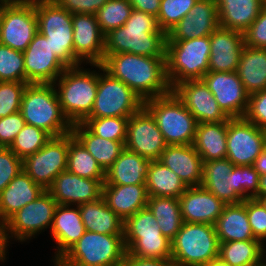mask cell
I'll use <instances>...</instances> for the list:
<instances>
[{
	"instance_id": "4316f807",
	"label": "cell",
	"mask_w": 266,
	"mask_h": 266,
	"mask_svg": "<svg viewBox=\"0 0 266 266\" xmlns=\"http://www.w3.org/2000/svg\"><path fill=\"white\" fill-rule=\"evenodd\" d=\"M159 161L177 174L187 187L201 186L203 161L193 144L167 145Z\"/></svg>"
},
{
	"instance_id": "9a60e30c",
	"label": "cell",
	"mask_w": 266,
	"mask_h": 266,
	"mask_svg": "<svg viewBox=\"0 0 266 266\" xmlns=\"http://www.w3.org/2000/svg\"><path fill=\"white\" fill-rule=\"evenodd\" d=\"M266 147V131L242 118H229L226 158L235 166L253 165Z\"/></svg>"
},
{
	"instance_id": "03108f58",
	"label": "cell",
	"mask_w": 266,
	"mask_h": 266,
	"mask_svg": "<svg viewBox=\"0 0 266 266\" xmlns=\"http://www.w3.org/2000/svg\"><path fill=\"white\" fill-rule=\"evenodd\" d=\"M258 200L261 202V204L264 206L266 209V196H260Z\"/></svg>"
},
{
	"instance_id": "6125c7cd",
	"label": "cell",
	"mask_w": 266,
	"mask_h": 266,
	"mask_svg": "<svg viewBox=\"0 0 266 266\" xmlns=\"http://www.w3.org/2000/svg\"><path fill=\"white\" fill-rule=\"evenodd\" d=\"M22 2L31 3V4H38V3H50V2H57L58 0H20Z\"/></svg>"
},
{
	"instance_id": "7a4b0ae2",
	"label": "cell",
	"mask_w": 266,
	"mask_h": 266,
	"mask_svg": "<svg viewBox=\"0 0 266 266\" xmlns=\"http://www.w3.org/2000/svg\"><path fill=\"white\" fill-rule=\"evenodd\" d=\"M166 39L156 17L133 9L123 26L105 34L104 54L166 57Z\"/></svg>"
},
{
	"instance_id": "4dcf8cb0",
	"label": "cell",
	"mask_w": 266,
	"mask_h": 266,
	"mask_svg": "<svg viewBox=\"0 0 266 266\" xmlns=\"http://www.w3.org/2000/svg\"><path fill=\"white\" fill-rule=\"evenodd\" d=\"M266 0H216L219 27L244 32L259 16Z\"/></svg>"
},
{
	"instance_id": "f546056e",
	"label": "cell",
	"mask_w": 266,
	"mask_h": 266,
	"mask_svg": "<svg viewBox=\"0 0 266 266\" xmlns=\"http://www.w3.org/2000/svg\"><path fill=\"white\" fill-rule=\"evenodd\" d=\"M151 161L125 148L113 165L105 171L104 184H146Z\"/></svg>"
},
{
	"instance_id": "60d3db41",
	"label": "cell",
	"mask_w": 266,
	"mask_h": 266,
	"mask_svg": "<svg viewBox=\"0 0 266 266\" xmlns=\"http://www.w3.org/2000/svg\"><path fill=\"white\" fill-rule=\"evenodd\" d=\"M133 7L129 0H108L96 13V20L101 32L109 31L125 24L132 13Z\"/></svg>"
},
{
	"instance_id": "7c38bea8",
	"label": "cell",
	"mask_w": 266,
	"mask_h": 266,
	"mask_svg": "<svg viewBox=\"0 0 266 266\" xmlns=\"http://www.w3.org/2000/svg\"><path fill=\"white\" fill-rule=\"evenodd\" d=\"M58 203L45 190L33 202L22 207L5 223L7 239L18 242H29L42 231L51 229L55 209Z\"/></svg>"
},
{
	"instance_id": "1f68e13d",
	"label": "cell",
	"mask_w": 266,
	"mask_h": 266,
	"mask_svg": "<svg viewBox=\"0 0 266 266\" xmlns=\"http://www.w3.org/2000/svg\"><path fill=\"white\" fill-rule=\"evenodd\" d=\"M79 210L86 231L124 235V221L108 207L102 196L98 200L79 205Z\"/></svg>"
},
{
	"instance_id": "8d00e7d4",
	"label": "cell",
	"mask_w": 266,
	"mask_h": 266,
	"mask_svg": "<svg viewBox=\"0 0 266 266\" xmlns=\"http://www.w3.org/2000/svg\"><path fill=\"white\" fill-rule=\"evenodd\" d=\"M148 196L179 198L187 185L159 160L151 161L146 178Z\"/></svg>"
},
{
	"instance_id": "d6a6232c",
	"label": "cell",
	"mask_w": 266,
	"mask_h": 266,
	"mask_svg": "<svg viewBox=\"0 0 266 266\" xmlns=\"http://www.w3.org/2000/svg\"><path fill=\"white\" fill-rule=\"evenodd\" d=\"M219 242L258 240L253 236L246 213V200L226 204L214 224Z\"/></svg>"
},
{
	"instance_id": "52a82bcc",
	"label": "cell",
	"mask_w": 266,
	"mask_h": 266,
	"mask_svg": "<svg viewBox=\"0 0 266 266\" xmlns=\"http://www.w3.org/2000/svg\"><path fill=\"white\" fill-rule=\"evenodd\" d=\"M124 245L133 256L171 260V240L162 235L157 219L148 207L124 221Z\"/></svg>"
},
{
	"instance_id": "6f0895ef",
	"label": "cell",
	"mask_w": 266,
	"mask_h": 266,
	"mask_svg": "<svg viewBox=\"0 0 266 266\" xmlns=\"http://www.w3.org/2000/svg\"><path fill=\"white\" fill-rule=\"evenodd\" d=\"M10 243L7 239L6 229H0V262L7 260L8 247Z\"/></svg>"
},
{
	"instance_id": "9f6ffc18",
	"label": "cell",
	"mask_w": 266,
	"mask_h": 266,
	"mask_svg": "<svg viewBox=\"0 0 266 266\" xmlns=\"http://www.w3.org/2000/svg\"><path fill=\"white\" fill-rule=\"evenodd\" d=\"M133 9L153 15L157 18L161 0H129Z\"/></svg>"
},
{
	"instance_id": "30bf717a",
	"label": "cell",
	"mask_w": 266,
	"mask_h": 266,
	"mask_svg": "<svg viewBox=\"0 0 266 266\" xmlns=\"http://www.w3.org/2000/svg\"><path fill=\"white\" fill-rule=\"evenodd\" d=\"M38 32L48 38L51 50L68 68L80 65L74 58L72 14L57 2L35 4Z\"/></svg>"
},
{
	"instance_id": "f5cc1de1",
	"label": "cell",
	"mask_w": 266,
	"mask_h": 266,
	"mask_svg": "<svg viewBox=\"0 0 266 266\" xmlns=\"http://www.w3.org/2000/svg\"><path fill=\"white\" fill-rule=\"evenodd\" d=\"M22 113L8 115L0 119V147L9 148L15 137L25 126Z\"/></svg>"
},
{
	"instance_id": "83f0119b",
	"label": "cell",
	"mask_w": 266,
	"mask_h": 266,
	"mask_svg": "<svg viewBox=\"0 0 266 266\" xmlns=\"http://www.w3.org/2000/svg\"><path fill=\"white\" fill-rule=\"evenodd\" d=\"M102 197L108 207L123 221L147 207L148 193L145 184H103Z\"/></svg>"
},
{
	"instance_id": "603a6c76",
	"label": "cell",
	"mask_w": 266,
	"mask_h": 266,
	"mask_svg": "<svg viewBox=\"0 0 266 266\" xmlns=\"http://www.w3.org/2000/svg\"><path fill=\"white\" fill-rule=\"evenodd\" d=\"M201 186L225 204H237L244 200L237 186L236 166L227 158L203 162Z\"/></svg>"
},
{
	"instance_id": "ab89813d",
	"label": "cell",
	"mask_w": 266,
	"mask_h": 266,
	"mask_svg": "<svg viewBox=\"0 0 266 266\" xmlns=\"http://www.w3.org/2000/svg\"><path fill=\"white\" fill-rule=\"evenodd\" d=\"M67 171L83 178L105 179V171L72 133H69Z\"/></svg>"
},
{
	"instance_id": "cb8c5ba5",
	"label": "cell",
	"mask_w": 266,
	"mask_h": 266,
	"mask_svg": "<svg viewBox=\"0 0 266 266\" xmlns=\"http://www.w3.org/2000/svg\"><path fill=\"white\" fill-rule=\"evenodd\" d=\"M245 46L243 32L218 27L210 35L208 71L235 72Z\"/></svg>"
},
{
	"instance_id": "836d02e7",
	"label": "cell",
	"mask_w": 266,
	"mask_h": 266,
	"mask_svg": "<svg viewBox=\"0 0 266 266\" xmlns=\"http://www.w3.org/2000/svg\"><path fill=\"white\" fill-rule=\"evenodd\" d=\"M228 120L218 123H199L193 146L202 161L226 158Z\"/></svg>"
},
{
	"instance_id": "bcb514c9",
	"label": "cell",
	"mask_w": 266,
	"mask_h": 266,
	"mask_svg": "<svg viewBox=\"0 0 266 266\" xmlns=\"http://www.w3.org/2000/svg\"><path fill=\"white\" fill-rule=\"evenodd\" d=\"M27 84L0 81V119L20 111L22 94Z\"/></svg>"
},
{
	"instance_id": "74e56055",
	"label": "cell",
	"mask_w": 266,
	"mask_h": 266,
	"mask_svg": "<svg viewBox=\"0 0 266 266\" xmlns=\"http://www.w3.org/2000/svg\"><path fill=\"white\" fill-rule=\"evenodd\" d=\"M147 207L157 219L162 235L172 241L184 223L179 198L149 196Z\"/></svg>"
},
{
	"instance_id": "6da1fadb",
	"label": "cell",
	"mask_w": 266,
	"mask_h": 266,
	"mask_svg": "<svg viewBox=\"0 0 266 266\" xmlns=\"http://www.w3.org/2000/svg\"><path fill=\"white\" fill-rule=\"evenodd\" d=\"M103 68L121 80L143 101L172 91L167 78L166 57L137 54H104Z\"/></svg>"
},
{
	"instance_id": "f35d334b",
	"label": "cell",
	"mask_w": 266,
	"mask_h": 266,
	"mask_svg": "<svg viewBox=\"0 0 266 266\" xmlns=\"http://www.w3.org/2000/svg\"><path fill=\"white\" fill-rule=\"evenodd\" d=\"M262 256L263 243L259 240L219 242L218 257L230 266H258Z\"/></svg>"
},
{
	"instance_id": "ba28073f",
	"label": "cell",
	"mask_w": 266,
	"mask_h": 266,
	"mask_svg": "<svg viewBox=\"0 0 266 266\" xmlns=\"http://www.w3.org/2000/svg\"><path fill=\"white\" fill-rule=\"evenodd\" d=\"M219 241L215 226L184 222L171 241L172 266H204L218 257Z\"/></svg>"
},
{
	"instance_id": "680465c9",
	"label": "cell",
	"mask_w": 266,
	"mask_h": 266,
	"mask_svg": "<svg viewBox=\"0 0 266 266\" xmlns=\"http://www.w3.org/2000/svg\"><path fill=\"white\" fill-rule=\"evenodd\" d=\"M253 167L258 172L259 176L266 174V147L255 159Z\"/></svg>"
},
{
	"instance_id": "b9f144b4",
	"label": "cell",
	"mask_w": 266,
	"mask_h": 266,
	"mask_svg": "<svg viewBox=\"0 0 266 266\" xmlns=\"http://www.w3.org/2000/svg\"><path fill=\"white\" fill-rule=\"evenodd\" d=\"M52 136L41 128L25 124L9 149L22 160L40 150Z\"/></svg>"
},
{
	"instance_id": "c3c4849f",
	"label": "cell",
	"mask_w": 266,
	"mask_h": 266,
	"mask_svg": "<svg viewBox=\"0 0 266 266\" xmlns=\"http://www.w3.org/2000/svg\"><path fill=\"white\" fill-rule=\"evenodd\" d=\"M237 186H240V197L258 199L260 176L253 165L236 166Z\"/></svg>"
},
{
	"instance_id": "11a10c76",
	"label": "cell",
	"mask_w": 266,
	"mask_h": 266,
	"mask_svg": "<svg viewBox=\"0 0 266 266\" xmlns=\"http://www.w3.org/2000/svg\"><path fill=\"white\" fill-rule=\"evenodd\" d=\"M121 266H172L171 260L140 258L130 255L127 251Z\"/></svg>"
},
{
	"instance_id": "681fc988",
	"label": "cell",
	"mask_w": 266,
	"mask_h": 266,
	"mask_svg": "<svg viewBox=\"0 0 266 266\" xmlns=\"http://www.w3.org/2000/svg\"><path fill=\"white\" fill-rule=\"evenodd\" d=\"M22 170V159L9 148L0 147V192Z\"/></svg>"
},
{
	"instance_id": "2e32d148",
	"label": "cell",
	"mask_w": 266,
	"mask_h": 266,
	"mask_svg": "<svg viewBox=\"0 0 266 266\" xmlns=\"http://www.w3.org/2000/svg\"><path fill=\"white\" fill-rule=\"evenodd\" d=\"M167 144L155 119L143 106L128 118L125 148L149 160H159Z\"/></svg>"
},
{
	"instance_id": "003e7915",
	"label": "cell",
	"mask_w": 266,
	"mask_h": 266,
	"mask_svg": "<svg viewBox=\"0 0 266 266\" xmlns=\"http://www.w3.org/2000/svg\"><path fill=\"white\" fill-rule=\"evenodd\" d=\"M54 266H61V262L59 260H51Z\"/></svg>"
},
{
	"instance_id": "94428289",
	"label": "cell",
	"mask_w": 266,
	"mask_h": 266,
	"mask_svg": "<svg viewBox=\"0 0 266 266\" xmlns=\"http://www.w3.org/2000/svg\"><path fill=\"white\" fill-rule=\"evenodd\" d=\"M204 266H230L227 264L225 261H222L219 257L209 261L207 264Z\"/></svg>"
},
{
	"instance_id": "3957f363",
	"label": "cell",
	"mask_w": 266,
	"mask_h": 266,
	"mask_svg": "<svg viewBox=\"0 0 266 266\" xmlns=\"http://www.w3.org/2000/svg\"><path fill=\"white\" fill-rule=\"evenodd\" d=\"M68 67L53 83L64 115L70 123H82L91 113L98 88L97 64ZM95 69H94V68ZM58 87V88H57Z\"/></svg>"
},
{
	"instance_id": "7bdbcfd3",
	"label": "cell",
	"mask_w": 266,
	"mask_h": 266,
	"mask_svg": "<svg viewBox=\"0 0 266 266\" xmlns=\"http://www.w3.org/2000/svg\"><path fill=\"white\" fill-rule=\"evenodd\" d=\"M82 123L98 137L112 141H126L128 118H86Z\"/></svg>"
},
{
	"instance_id": "8fae6325",
	"label": "cell",
	"mask_w": 266,
	"mask_h": 266,
	"mask_svg": "<svg viewBox=\"0 0 266 266\" xmlns=\"http://www.w3.org/2000/svg\"><path fill=\"white\" fill-rule=\"evenodd\" d=\"M98 88L93 109L87 118H129L144 106V101L121 80L97 64ZM101 71V72H100Z\"/></svg>"
},
{
	"instance_id": "be15d7a7",
	"label": "cell",
	"mask_w": 266,
	"mask_h": 266,
	"mask_svg": "<svg viewBox=\"0 0 266 266\" xmlns=\"http://www.w3.org/2000/svg\"><path fill=\"white\" fill-rule=\"evenodd\" d=\"M262 263L266 266V243H263Z\"/></svg>"
},
{
	"instance_id": "5b68a950",
	"label": "cell",
	"mask_w": 266,
	"mask_h": 266,
	"mask_svg": "<svg viewBox=\"0 0 266 266\" xmlns=\"http://www.w3.org/2000/svg\"><path fill=\"white\" fill-rule=\"evenodd\" d=\"M144 107L155 119L167 145L194 143L198 122L173 91L145 100Z\"/></svg>"
},
{
	"instance_id": "91938a15",
	"label": "cell",
	"mask_w": 266,
	"mask_h": 266,
	"mask_svg": "<svg viewBox=\"0 0 266 266\" xmlns=\"http://www.w3.org/2000/svg\"><path fill=\"white\" fill-rule=\"evenodd\" d=\"M260 196H266V174L260 176L259 188H258V198Z\"/></svg>"
},
{
	"instance_id": "d6986e66",
	"label": "cell",
	"mask_w": 266,
	"mask_h": 266,
	"mask_svg": "<svg viewBox=\"0 0 266 266\" xmlns=\"http://www.w3.org/2000/svg\"><path fill=\"white\" fill-rule=\"evenodd\" d=\"M172 91L191 112L198 124L225 122L229 119L202 79L182 81L176 84Z\"/></svg>"
},
{
	"instance_id": "e575fe53",
	"label": "cell",
	"mask_w": 266,
	"mask_h": 266,
	"mask_svg": "<svg viewBox=\"0 0 266 266\" xmlns=\"http://www.w3.org/2000/svg\"><path fill=\"white\" fill-rule=\"evenodd\" d=\"M81 145L94 157L106 171L125 149V142L103 139L93 134L83 123L73 124L72 132Z\"/></svg>"
},
{
	"instance_id": "816d5d0a",
	"label": "cell",
	"mask_w": 266,
	"mask_h": 266,
	"mask_svg": "<svg viewBox=\"0 0 266 266\" xmlns=\"http://www.w3.org/2000/svg\"><path fill=\"white\" fill-rule=\"evenodd\" d=\"M245 45L254 48H266V1L258 18L243 32Z\"/></svg>"
},
{
	"instance_id": "44dd1931",
	"label": "cell",
	"mask_w": 266,
	"mask_h": 266,
	"mask_svg": "<svg viewBox=\"0 0 266 266\" xmlns=\"http://www.w3.org/2000/svg\"><path fill=\"white\" fill-rule=\"evenodd\" d=\"M105 179H89L64 171L54 178L47 189L60 205L79 206L102 196Z\"/></svg>"
},
{
	"instance_id": "8992f818",
	"label": "cell",
	"mask_w": 266,
	"mask_h": 266,
	"mask_svg": "<svg viewBox=\"0 0 266 266\" xmlns=\"http://www.w3.org/2000/svg\"><path fill=\"white\" fill-rule=\"evenodd\" d=\"M210 35L189 40H166L167 78L171 88L208 72Z\"/></svg>"
},
{
	"instance_id": "ac0fdd59",
	"label": "cell",
	"mask_w": 266,
	"mask_h": 266,
	"mask_svg": "<svg viewBox=\"0 0 266 266\" xmlns=\"http://www.w3.org/2000/svg\"><path fill=\"white\" fill-rule=\"evenodd\" d=\"M25 83H54L67 68L53 53L48 38L39 32L23 52Z\"/></svg>"
},
{
	"instance_id": "5bb4252c",
	"label": "cell",
	"mask_w": 266,
	"mask_h": 266,
	"mask_svg": "<svg viewBox=\"0 0 266 266\" xmlns=\"http://www.w3.org/2000/svg\"><path fill=\"white\" fill-rule=\"evenodd\" d=\"M38 33L35 5L10 0L0 18V43L24 52Z\"/></svg>"
},
{
	"instance_id": "484cf974",
	"label": "cell",
	"mask_w": 266,
	"mask_h": 266,
	"mask_svg": "<svg viewBox=\"0 0 266 266\" xmlns=\"http://www.w3.org/2000/svg\"><path fill=\"white\" fill-rule=\"evenodd\" d=\"M80 216L79 206L58 204L50 235L55 241V252L52 260H59L85 233Z\"/></svg>"
},
{
	"instance_id": "f1b7e54d",
	"label": "cell",
	"mask_w": 266,
	"mask_h": 266,
	"mask_svg": "<svg viewBox=\"0 0 266 266\" xmlns=\"http://www.w3.org/2000/svg\"><path fill=\"white\" fill-rule=\"evenodd\" d=\"M44 191L22 169L0 192V220L5 223L13 214L33 202Z\"/></svg>"
},
{
	"instance_id": "d590c367",
	"label": "cell",
	"mask_w": 266,
	"mask_h": 266,
	"mask_svg": "<svg viewBox=\"0 0 266 266\" xmlns=\"http://www.w3.org/2000/svg\"><path fill=\"white\" fill-rule=\"evenodd\" d=\"M236 72L249 95L266 89V48L245 45Z\"/></svg>"
},
{
	"instance_id": "9c48e42d",
	"label": "cell",
	"mask_w": 266,
	"mask_h": 266,
	"mask_svg": "<svg viewBox=\"0 0 266 266\" xmlns=\"http://www.w3.org/2000/svg\"><path fill=\"white\" fill-rule=\"evenodd\" d=\"M125 254L124 235L85 231L59 261L64 266H121Z\"/></svg>"
},
{
	"instance_id": "4fadbf2b",
	"label": "cell",
	"mask_w": 266,
	"mask_h": 266,
	"mask_svg": "<svg viewBox=\"0 0 266 266\" xmlns=\"http://www.w3.org/2000/svg\"><path fill=\"white\" fill-rule=\"evenodd\" d=\"M68 150L69 133L52 137L40 150L22 160V169L47 190L55 177L67 171Z\"/></svg>"
},
{
	"instance_id": "db71d44e",
	"label": "cell",
	"mask_w": 266,
	"mask_h": 266,
	"mask_svg": "<svg viewBox=\"0 0 266 266\" xmlns=\"http://www.w3.org/2000/svg\"><path fill=\"white\" fill-rule=\"evenodd\" d=\"M107 1L108 0H58L57 3L71 14L85 13L95 15Z\"/></svg>"
},
{
	"instance_id": "f6af8a7d",
	"label": "cell",
	"mask_w": 266,
	"mask_h": 266,
	"mask_svg": "<svg viewBox=\"0 0 266 266\" xmlns=\"http://www.w3.org/2000/svg\"><path fill=\"white\" fill-rule=\"evenodd\" d=\"M198 0H161L157 22L166 34L181 19L188 15L189 10Z\"/></svg>"
},
{
	"instance_id": "d4e9b609",
	"label": "cell",
	"mask_w": 266,
	"mask_h": 266,
	"mask_svg": "<svg viewBox=\"0 0 266 266\" xmlns=\"http://www.w3.org/2000/svg\"><path fill=\"white\" fill-rule=\"evenodd\" d=\"M183 222L214 225L226 204L202 186L187 187L179 197Z\"/></svg>"
},
{
	"instance_id": "ee69618b",
	"label": "cell",
	"mask_w": 266,
	"mask_h": 266,
	"mask_svg": "<svg viewBox=\"0 0 266 266\" xmlns=\"http://www.w3.org/2000/svg\"><path fill=\"white\" fill-rule=\"evenodd\" d=\"M0 81L25 82L24 55L0 43Z\"/></svg>"
},
{
	"instance_id": "ffe728a7",
	"label": "cell",
	"mask_w": 266,
	"mask_h": 266,
	"mask_svg": "<svg viewBox=\"0 0 266 266\" xmlns=\"http://www.w3.org/2000/svg\"><path fill=\"white\" fill-rule=\"evenodd\" d=\"M74 58L81 65L102 64L104 61V37L96 16L72 14Z\"/></svg>"
},
{
	"instance_id": "277c9868",
	"label": "cell",
	"mask_w": 266,
	"mask_h": 266,
	"mask_svg": "<svg viewBox=\"0 0 266 266\" xmlns=\"http://www.w3.org/2000/svg\"><path fill=\"white\" fill-rule=\"evenodd\" d=\"M26 124L38 127L52 137L72 132V124L64 115L56 87L52 83H28L21 99Z\"/></svg>"
},
{
	"instance_id": "e7e4bbea",
	"label": "cell",
	"mask_w": 266,
	"mask_h": 266,
	"mask_svg": "<svg viewBox=\"0 0 266 266\" xmlns=\"http://www.w3.org/2000/svg\"><path fill=\"white\" fill-rule=\"evenodd\" d=\"M10 0H0V18L3 11L4 6L9 2Z\"/></svg>"
},
{
	"instance_id": "e0dca14e",
	"label": "cell",
	"mask_w": 266,
	"mask_h": 266,
	"mask_svg": "<svg viewBox=\"0 0 266 266\" xmlns=\"http://www.w3.org/2000/svg\"><path fill=\"white\" fill-rule=\"evenodd\" d=\"M202 80L212 92L219 107L229 118L244 117L248 108L249 94L236 71H208Z\"/></svg>"
},
{
	"instance_id": "7402d4cb",
	"label": "cell",
	"mask_w": 266,
	"mask_h": 266,
	"mask_svg": "<svg viewBox=\"0 0 266 266\" xmlns=\"http://www.w3.org/2000/svg\"><path fill=\"white\" fill-rule=\"evenodd\" d=\"M219 27L216 0H198L186 17L166 34V40H189L211 35Z\"/></svg>"
},
{
	"instance_id": "f907efd6",
	"label": "cell",
	"mask_w": 266,
	"mask_h": 266,
	"mask_svg": "<svg viewBox=\"0 0 266 266\" xmlns=\"http://www.w3.org/2000/svg\"><path fill=\"white\" fill-rule=\"evenodd\" d=\"M244 118L266 131V89L249 95Z\"/></svg>"
},
{
	"instance_id": "7dc6e473",
	"label": "cell",
	"mask_w": 266,
	"mask_h": 266,
	"mask_svg": "<svg viewBox=\"0 0 266 266\" xmlns=\"http://www.w3.org/2000/svg\"><path fill=\"white\" fill-rule=\"evenodd\" d=\"M246 213L253 236L266 243V209L258 199H246Z\"/></svg>"
},
{
	"instance_id": "a7ac6f4b",
	"label": "cell",
	"mask_w": 266,
	"mask_h": 266,
	"mask_svg": "<svg viewBox=\"0 0 266 266\" xmlns=\"http://www.w3.org/2000/svg\"><path fill=\"white\" fill-rule=\"evenodd\" d=\"M0 229H5L4 223L0 220Z\"/></svg>"
}]
</instances>
